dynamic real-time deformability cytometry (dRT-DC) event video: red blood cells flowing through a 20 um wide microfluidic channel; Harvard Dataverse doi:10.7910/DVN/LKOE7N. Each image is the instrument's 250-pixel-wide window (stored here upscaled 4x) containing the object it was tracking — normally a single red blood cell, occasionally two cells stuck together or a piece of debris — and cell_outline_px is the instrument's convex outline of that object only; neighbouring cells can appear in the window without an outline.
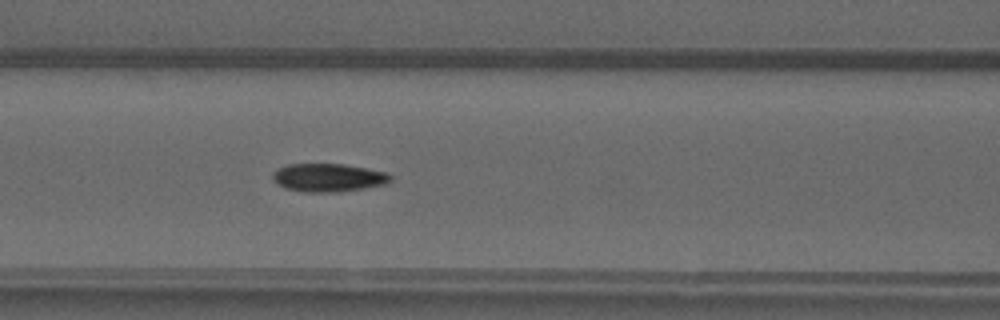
{"species": "common noctule bat (a hibernating species)", "species_latin": "Nyctalus noctula", "temperature_condition": "warm", "stored_images_in_passage": 49, "camera_frame_rate_fps": 3000, "um_per_image_px": 0.085, "animal": {"sex": "male", "forearm_length_mm": 52.5}, "frame": {"image": 1, "passage_image": 20, "time_ms": 6.333, "image_size_px": [1000, 320], "cell_outline_px": [[392, 180], [388, 184], [364, 188], [336, 192], [304, 192], [284, 188], [272, 180], [272, 172], [276, 168], [288, 164], [344, 164], [384, 172], [392, 176]], "centroid_in_image_um": [27.87, 15.1], "position_along_channel_um": 138.7, "area_um2": 19.48}}
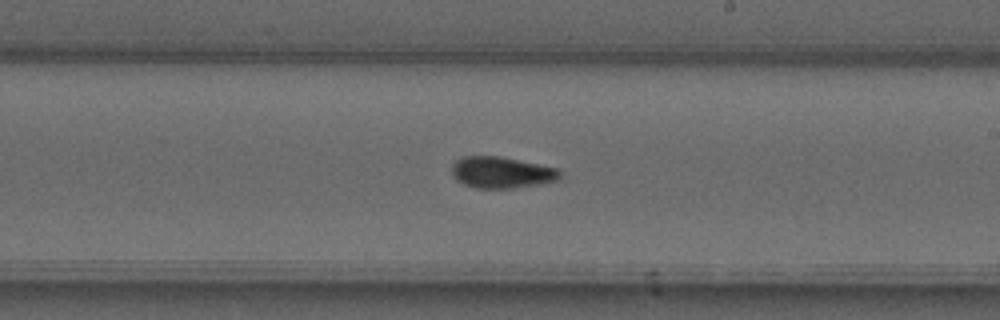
{"frame": {"image": 2, "passage_image": 28, "time_ms": 9.0, "image_size_px": [1000, 320], "cell_outline_px": [[560, 180], [512, 188], [476, 188], [464, 184], [456, 180], [452, 176], [452, 164], [456, 160], [464, 156], [500, 156], [560, 168]], "centroid_in_image_um": [42.63, 14.65], "position_along_channel_um": 246.4, "area_um2": 19.88}}
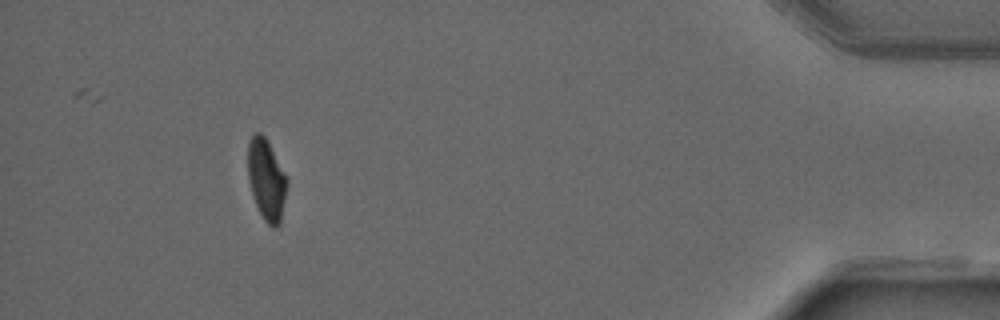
{"frame": {"image": 3, "passage_image": 45, "time_ms": 14.667, "image_size_px": [1000, 320], "cell_outline_px": [[288, 184], [280, 224], [276, 228], [272, 228], [264, 220], [252, 196], [248, 180], [248, 144], [252, 136], [256, 132], [260, 132], [268, 140], [288, 180]], "centroid_in_image_um": [22.65, 15.28], "position_along_channel_um": 412.5, "area_um2": 18.61}, "authors_computed_cell_mechanics": {"area_um2": 19.2474, "velocity_mm_per_s": 4.0512, "shape_relaxation_time_tau1_ms": 11.0335, "shape_relaxation_time_tau2_ms": 2.2782, "deformation_change_tau1": 0.2754, "deformation_change_tau2": 0.0776}}